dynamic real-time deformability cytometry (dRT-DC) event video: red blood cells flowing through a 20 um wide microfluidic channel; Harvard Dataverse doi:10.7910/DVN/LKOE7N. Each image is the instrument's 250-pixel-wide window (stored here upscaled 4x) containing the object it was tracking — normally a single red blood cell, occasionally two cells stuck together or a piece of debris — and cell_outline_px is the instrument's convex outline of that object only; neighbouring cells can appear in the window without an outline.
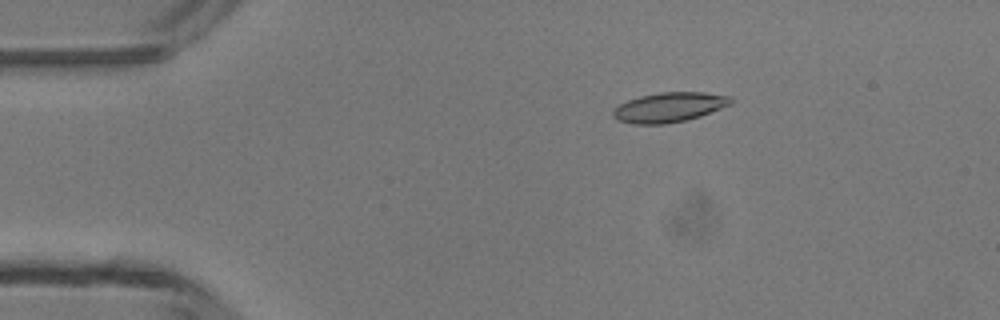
{"species": "common noctule bat (a hibernating species)", "species_latin": "Nyctalus noctula", "temperature_condition": "room temperature", "stored_images_in_passage": 6, "camera_frame_rate_fps": 3000, "um_per_image_px": 0.085, "animal": {"sex": "male", "body_mass_g": 13.3}, "frame": {"image": 1, "passage_image": 2, "time_ms": 1.333, "image_size_px": [1000, 320], "cell_outline_px": [[732, 104], [700, 116], [684, 120], [664, 124], [632, 124], [616, 120], [612, 116], [612, 112], [620, 104], [628, 100], [640, 96], [660, 92], [704, 92], [732, 96]], "centroid_in_image_um": [56.88, 9.11], "position_along_channel_um": 28.1, "area_um2": 20.4}}
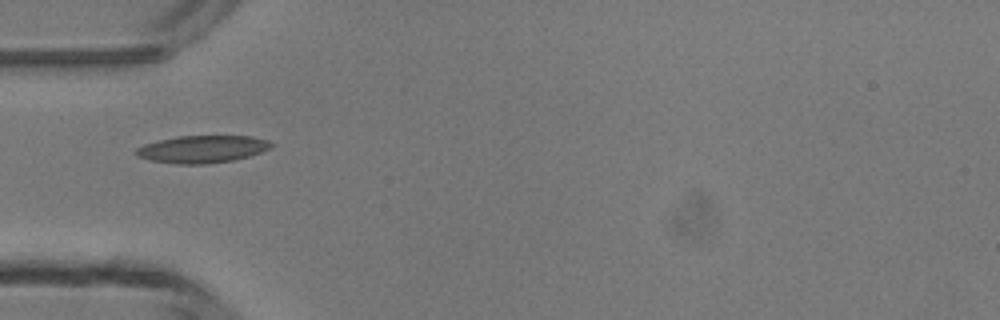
{"frame": {"image": 2, "passage_image": 4, "time_ms": 3.667, "image_size_px": [1000, 320], "cell_outline_px": [[276, 144], [272, 148], [248, 156], [232, 160], [204, 164], [176, 164], [148, 160], [136, 156], [132, 152], [136, 148], [144, 144], [176, 136], [252, 136], [268, 140]], "centroid_in_image_um": [17.17, 12.67], "position_along_channel_um": 67.8, "area_um2": 21.73}}
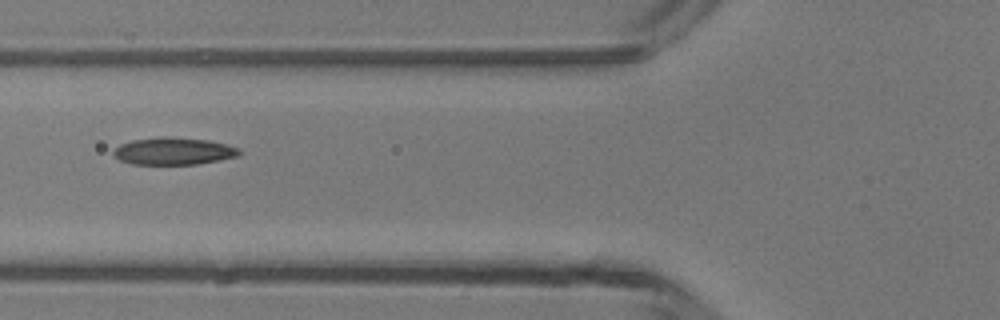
{"frame": {"image": 3, "passage_image": 5, "time_ms": 4.667, "image_size_px": [1000, 320], "cell_outline_px": [[240, 152], [236, 156], [196, 164], [132, 164], [120, 160], [112, 152], [120, 144], [132, 140], [160, 136], [164, 136], [208, 140], [228, 144], [240, 148]], "centroid_in_image_um": [14.74, 12.83], "position_along_channel_um": 111.1, "area_um2": 19.83}}